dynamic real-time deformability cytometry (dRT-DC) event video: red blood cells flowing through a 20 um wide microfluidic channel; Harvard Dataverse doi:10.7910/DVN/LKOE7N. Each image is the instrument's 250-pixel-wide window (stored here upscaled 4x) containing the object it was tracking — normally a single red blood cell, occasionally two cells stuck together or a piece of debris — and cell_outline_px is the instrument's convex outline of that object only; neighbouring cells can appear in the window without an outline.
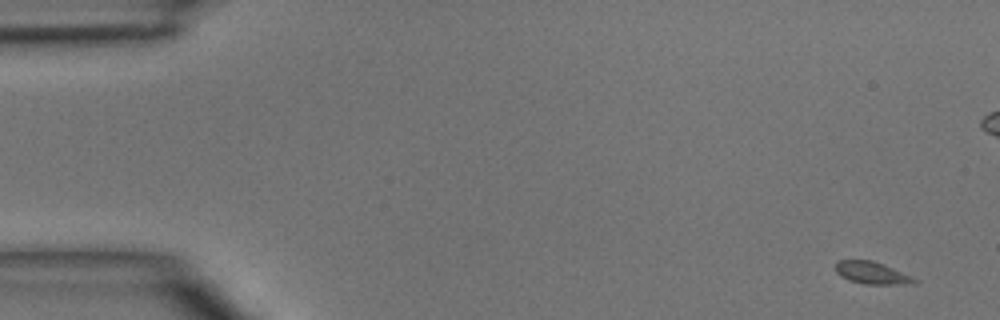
{"species": "common noctule bat (a hibernating species)", "species_latin": "Nyctalus noctula", "temperature_condition": "room temperature", "stored_images_in_passage": 6, "segment_of_instrument_passage": [1, 2], "camera_frame_rate_fps": 3000, "um_per_image_px": 0.085, "animal": {"sex": "male", "body_mass_g": 15.6}, "frame": {"image": 1, "passage_image": 1, "time_ms": 0.0, "image_size_px": [1000, 320], "cell_outline_px": [[920, 280], [916, 284], [864, 284], [848, 280], [840, 276], [836, 272], [836, 260], [872, 260], [884, 264]], "centroid_in_image_um": [74.13, 23.2], "position_along_channel_um": 10.9, "area_um2": 10.35}}